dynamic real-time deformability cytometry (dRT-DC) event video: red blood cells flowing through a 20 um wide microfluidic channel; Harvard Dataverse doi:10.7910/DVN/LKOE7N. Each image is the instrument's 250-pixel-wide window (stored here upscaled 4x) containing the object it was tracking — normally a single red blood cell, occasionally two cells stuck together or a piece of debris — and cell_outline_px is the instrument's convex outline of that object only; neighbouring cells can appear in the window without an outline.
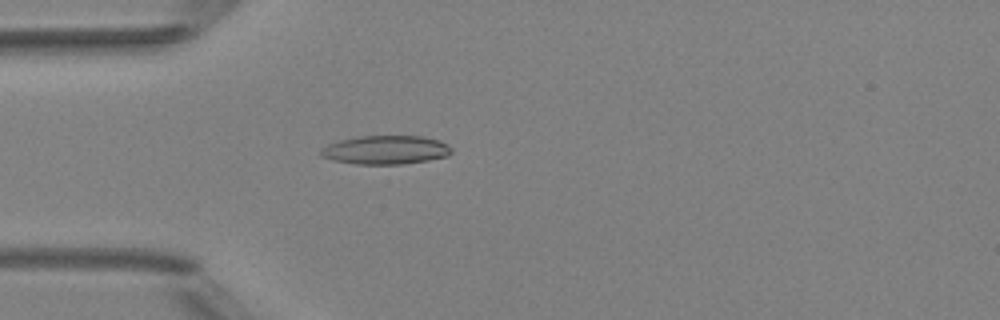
{"species": "Egyptian fruit bat (a non-hibernating species)", "species_latin": "Rousettus aegyptiacus", "temperature_condition": "room temperature", "stored_images_in_passage": 4, "camera_frame_rate_fps": 3000, "um_per_image_px": 0.085, "animal": {"sex": "female"}, "frame": {"image": 1, "passage_image": 4, "time_ms": 4.333, "image_size_px": [1000, 320], "cell_outline_px": [[452, 152], [448, 156], [428, 160], [400, 164], [356, 164], [336, 160], [320, 156], [320, 148], [328, 144], [340, 140], [360, 136], [424, 136], [440, 140], [448, 144], [452, 148]], "centroid_in_image_um": [32.81, 12.73], "position_along_channel_um": 52.2, "area_um2": 21.91}}